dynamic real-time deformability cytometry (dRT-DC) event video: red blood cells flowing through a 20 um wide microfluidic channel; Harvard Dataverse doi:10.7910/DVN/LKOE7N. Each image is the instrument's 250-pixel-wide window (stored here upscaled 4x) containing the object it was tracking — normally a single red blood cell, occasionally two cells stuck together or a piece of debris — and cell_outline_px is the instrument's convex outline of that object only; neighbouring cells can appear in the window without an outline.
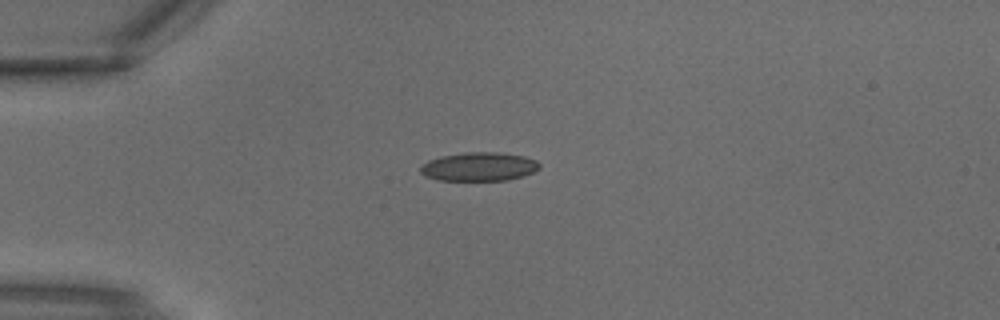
{"species": "common noctule bat (a hibernating species)", "species_latin": "Nyctalus noctula", "temperature_condition": "warm", "stored_images_in_passage": 1, "camera_frame_rate_fps": 3000, "um_per_image_px": 0.085, "animal": {"sex": "male", "body_mass_g": 18.8}, "frame": {"image": 1, "passage_image": 1, "time_ms": 0.0, "image_size_px": [1000, 320], "cell_outline_px": [[540, 168], [524, 176], [508, 180], [436, 180], [424, 176], [420, 172], [420, 168], [428, 160], [440, 156], [464, 152], [500, 152], [524, 156], [536, 160], [540, 164]], "centroid_in_image_um": [40.71, 14.16], "position_along_channel_um": 44.3, "area_um2": 20.06}}